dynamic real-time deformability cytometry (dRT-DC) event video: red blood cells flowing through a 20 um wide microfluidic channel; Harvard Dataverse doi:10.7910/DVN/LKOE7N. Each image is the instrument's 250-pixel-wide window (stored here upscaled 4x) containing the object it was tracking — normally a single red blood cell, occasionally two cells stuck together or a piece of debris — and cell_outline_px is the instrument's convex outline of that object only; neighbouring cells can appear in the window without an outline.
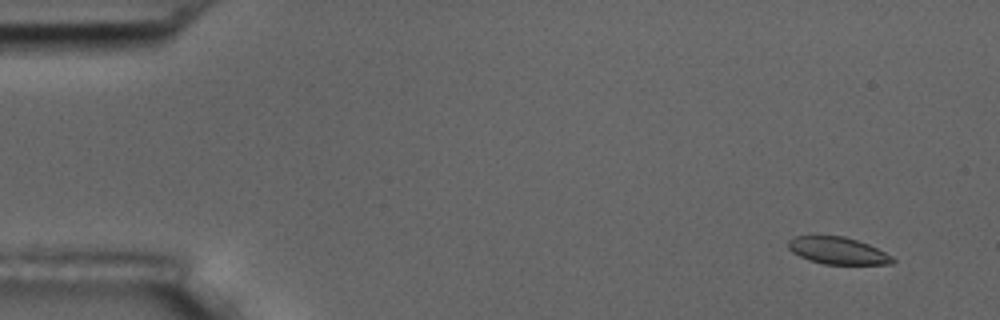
{"species": "common noctule bat (a hibernating species)", "species_latin": "Nyctalus noctula", "temperature_condition": "room temperature", "stored_images_in_passage": 5, "camera_frame_rate_fps": 3000, "um_per_image_px": 0.085, "animal": {"sex": "male", "body_mass_g": 17.5, "forearm_length_mm": 52.3}, "frame": {"image": 1, "passage_image": 1, "time_ms": 0.0, "image_size_px": [1000, 320], "cell_outline_px": [[896, 260], [892, 264], [824, 264], [808, 260], [792, 252], [788, 248], [788, 240], [792, 236], [844, 236], [868, 244], [892, 256]], "centroid_in_image_um": [71.19, 21.31], "position_along_channel_um": 13.8, "area_um2": 16.42}}
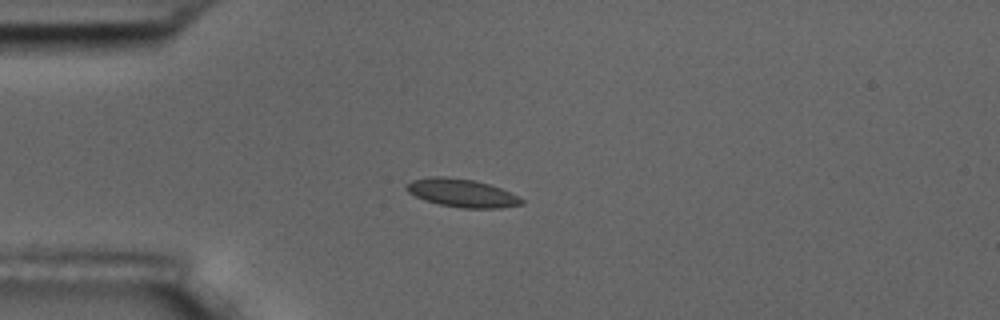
{"frame": {"image": 2, "passage_image": 4, "time_ms": 3.667, "image_size_px": [1000, 320], "cell_outline_px": [[524, 204], [500, 208], [464, 208], [440, 204], [424, 200], [408, 192], [404, 188], [404, 184], [412, 180], [428, 176], [444, 176], [472, 180], [488, 184], [500, 188], [524, 200]], "centroid_in_image_um": [39.2, 16.4], "position_along_channel_um": 45.8, "area_um2": 18.79}}